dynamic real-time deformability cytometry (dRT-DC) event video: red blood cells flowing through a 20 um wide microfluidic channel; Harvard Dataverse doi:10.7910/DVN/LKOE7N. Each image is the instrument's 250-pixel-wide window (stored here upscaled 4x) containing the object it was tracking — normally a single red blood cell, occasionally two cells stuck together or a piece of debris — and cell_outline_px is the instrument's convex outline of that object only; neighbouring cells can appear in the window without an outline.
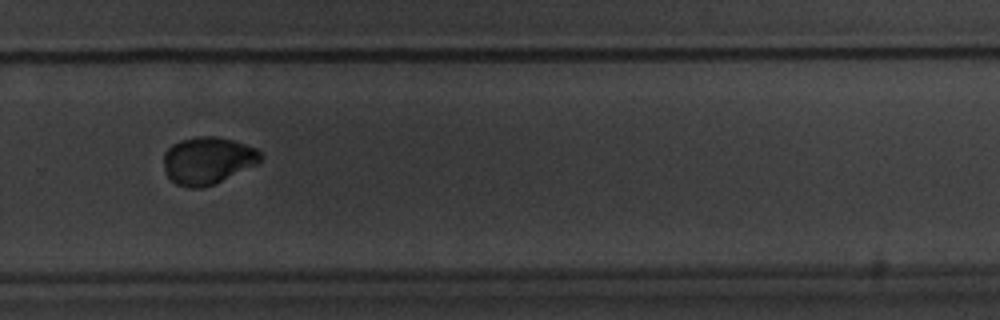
{"species": "common noctule bat (a hibernating species)", "species_latin": "Nyctalus noctula", "temperature_condition": "warm", "stored_images_in_passage": 13, "camera_frame_rate_fps": 3000, "um_per_image_px": 0.085, "animal": {"sex": "male", "body_mass_g": 20.1, "forearm_length_mm": 53.5}, "frame": {"image": 1, "passage_image": 8, "time_ms": 9.333, "image_size_px": [1000, 320], "cell_outline_px": [[264, 156], [260, 164], [216, 184], [200, 188], [188, 188], [176, 184], [168, 176], [164, 168], [164, 152], [172, 144], [180, 140], [196, 136], [216, 136], [232, 140], [256, 148]], "centroid_in_image_um": [17.69, 13.65], "position_along_channel_um": 312.1, "area_um2": 27.17}}
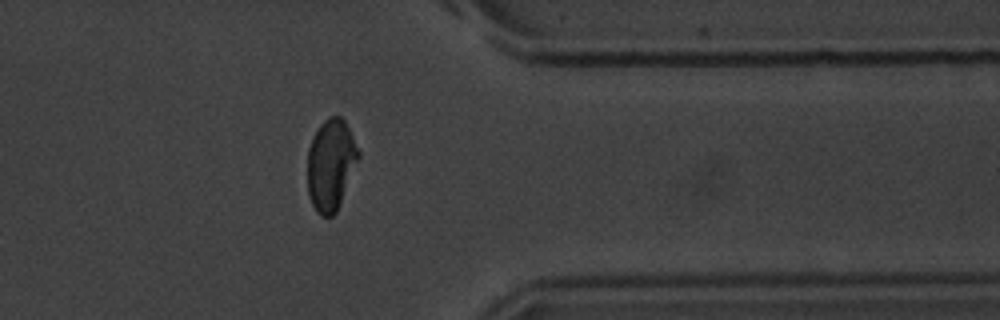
{"frame": {"image": 2, "passage_image": 10, "time_ms": 11.667, "image_size_px": [1000, 320], "cell_outline_px": [[360, 156], [336, 212], [332, 216], [320, 216], [316, 212], [308, 196], [308, 148], [320, 124], [328, 116], [340, 116], [344, 120], [360, 152]], "centroid_in_image_um": [28.11, 14.01], "position_along_channel_um": 383.3, "area_um2": 26.88}, "authors_computed_cell_mechanics": {"area_um2": 27.455, "velocity_mm_per_s": 3.3939, "shape_relaxation_time_tau1_ms": 3.4592, "shape_relaxation_time_tau2_ms": 0.1309, "deformation_change_tau1": 0.1441, "deformation_change_tau2": 0.0243}}